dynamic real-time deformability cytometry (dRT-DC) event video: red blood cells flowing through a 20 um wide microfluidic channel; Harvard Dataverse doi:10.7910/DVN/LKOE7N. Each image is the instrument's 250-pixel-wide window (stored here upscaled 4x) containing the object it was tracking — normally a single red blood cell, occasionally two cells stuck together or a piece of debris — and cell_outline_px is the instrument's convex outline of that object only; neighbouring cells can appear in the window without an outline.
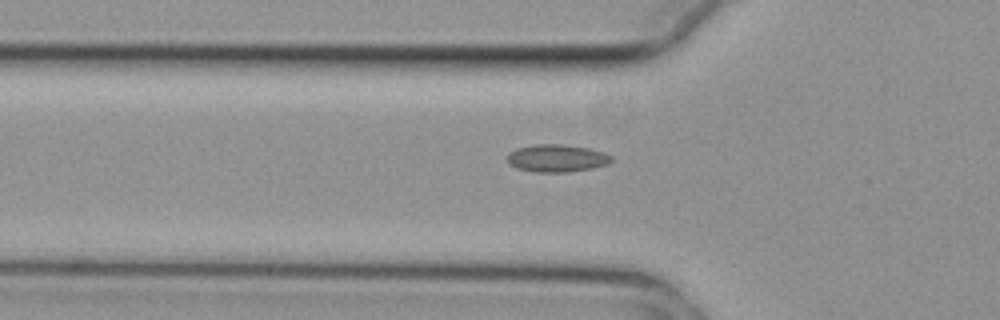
{"species": "common noctule bat (a hibernating species)", "species_latin": "Nyctalus noctula", "temperature_condition": "cold", "stored_images_in_passage": 41, "camera_frame_rate_fps": 3000, "um_per_image_px": 0.085, "animal": {"sex": "female", "body_mass_g": 29.2, "forearm_length_mm": 56.3}, "frame": {"image": 1, "passage_image": 7, "time_ms": 2.0, "image_size_px": [1000, 320], "cell_outline_px": [[612, 160], [608, 164], [592, 168], [568, 172], [532, 172], [516, 168], [508, 164], [508, 152], [516, 148], [536, 144], [560, 144], [588, 148], [604, 152], [612, 156]], "centroid_in_image_um": [47.3, 13.45], "position_along_channel_um": 78.5, "area_um2": 16.82}}
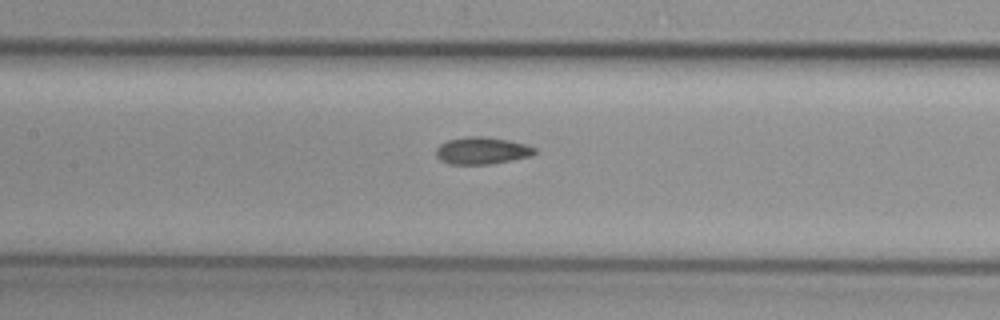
{"frame": {"image": 2, "passage_image": 14, "time_ms": 4.333, "image_size_px": [1000, 320], "cell_outline_px": [[536, 152], [532, 156], [488, 164], [448, 164], [440, 160], [436, 156], [436, 148], [440, 144], [448, 140], [468, 136], [488, 136], [508, 140], [524, 144], [536, 148]], "centroid_in_image_um": [40.94, 12.8], "position_along_channel_um": 166.5, "area_um2": 15.61}}
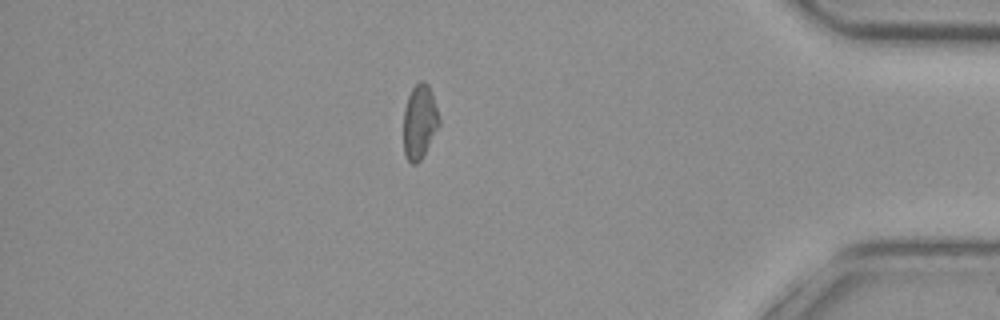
{"frame": {"image": 3, "passage_image": 36, "time_ms": 11.667, "image_size_px": [1000, 320], "cell_outline_px": [[440, 124], [420, 160], [416, 164], [412, 164], [404, 156], [404, 108], [408, 96], [412, 88], [420, 80], [424, 80], [428, 84], [440, 120]], "centroid_in_image_um": [35.64, 10.35], "position_along_channel_um": 399.6, "area_um2": 15.2}, "authors_computed_cell_mechanics": {"area_um2": 15.5482, "velocity_mm_per_s": 3.7389, "shape_relaxation_time_tau1_ms": null, "shape_relaxation_time_tau2_ms": 4.7038, "deformation_change_tau1": null, "deformation_change_tau2": 0.0903}}